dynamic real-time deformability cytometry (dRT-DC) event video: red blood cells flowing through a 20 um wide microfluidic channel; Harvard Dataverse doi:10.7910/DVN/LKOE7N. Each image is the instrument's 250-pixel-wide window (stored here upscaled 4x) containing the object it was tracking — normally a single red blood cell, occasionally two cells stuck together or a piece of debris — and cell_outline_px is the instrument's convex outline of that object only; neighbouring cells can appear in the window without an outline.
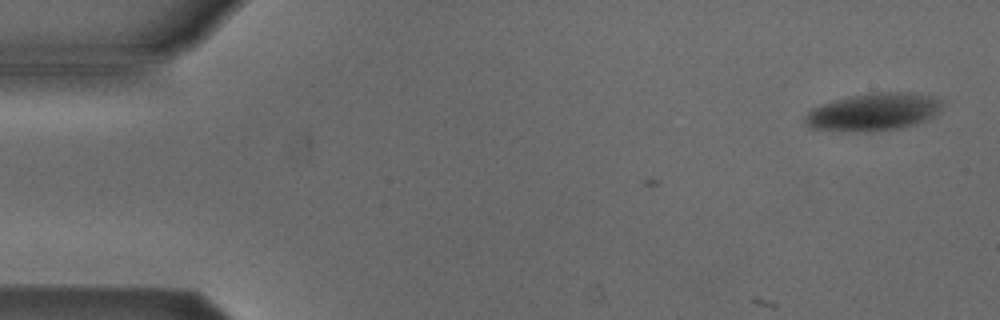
{"species": "Egyptian fruit bat (a non-hibernating species)", "species_latin": "Rousettus aegyptiacus", "temperature_condition": "cold", "stored_images_in_passage": 3, "camera_frame_rate_fps": 3000, "um_per_image_px": 0.085, "animal": {"sex": "male"}, "frame": {"image": 1, "passage_image": 3, "time_ms": 0.667, "image_size_px": [1000, 320], "cell_outline_px": [[940, 112], [924, 120], [900, 128], [872, 132], [812, 128], [804, 120], [804, 116], [812, 108], [836, 100], [872, 92], [912, 92], [932, 96], [940, 100]], "centroid_in_image_um": [74.27, 9.5], "position_along_channel_um": 10.7, "area_um2": 29.42}}